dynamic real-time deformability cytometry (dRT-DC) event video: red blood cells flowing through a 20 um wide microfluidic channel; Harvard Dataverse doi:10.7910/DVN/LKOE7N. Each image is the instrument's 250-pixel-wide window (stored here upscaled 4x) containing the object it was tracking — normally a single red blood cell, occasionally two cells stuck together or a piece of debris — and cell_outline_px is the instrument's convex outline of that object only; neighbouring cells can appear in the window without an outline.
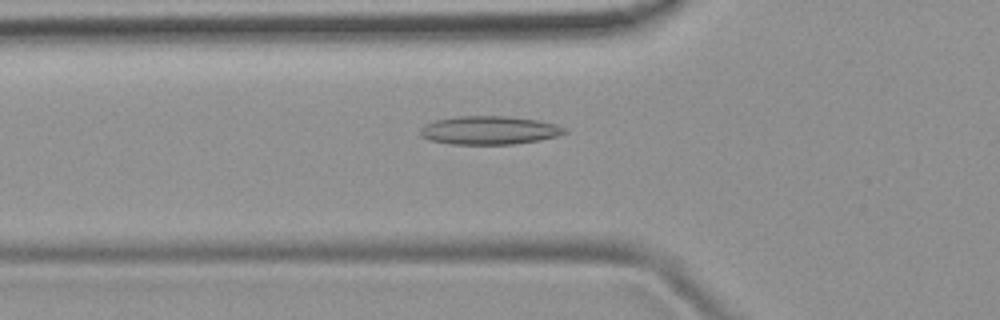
{"species": "common noctule bat (a hibernating species)", "species_latin": "Nyctalus noctula", "temperature_condition": "room temperature", "stored_images_in_passage": 41, "camera_frame_rate_fps": 3000, "um_per_image_px": 0.085, "animal": {"sex": "female", "body_mass_g": 19.9}, "frame": {"image": 1, "passage_image": 8, "time_ms": 2.333, "image_size_px": [1000, 320], "cell_outline_px": [[568, 132], [556, 136], [540, 140], [512, 144], [452, 144], [428, 140], [420, 132], [420, 128], [424, 124], [436, 120], [456, 116], [504, 116], [536, 120], [556, 124], [564, 128]], "centroid_in_image_um": [41.57, 11.07], "position_along_channel_um": 84.2, "area_um2": 23.76}}
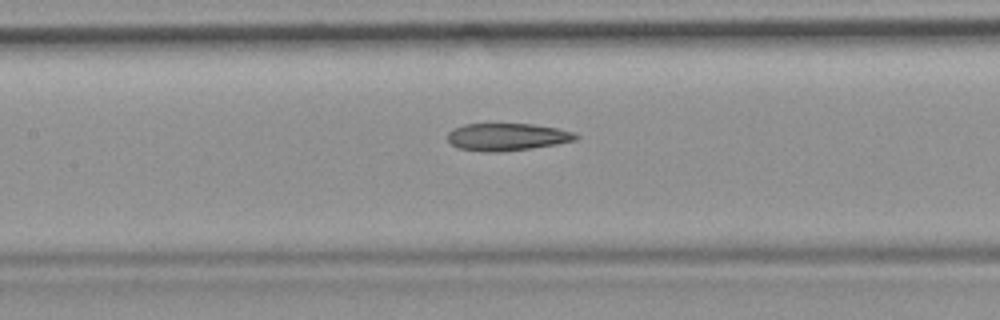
{"frame": {"image": 2, "passage_image": 14, "time_ms": 4.333, "image_size_px": [1000, 320], "cell_outline_px": [[580, 136], [576, 140], [556, 144], [532, 148], [500, 152], [484, 152], [460, 148], [452, 144], [448, 140], [448, 132], [452, 128], [464, 124], [532, 124], [556, 128], [572, 132]], "centroid_in_image_um": [43.09, 11.64], "position_along_channel_um": 164.3, "area_um2": 20.4}}
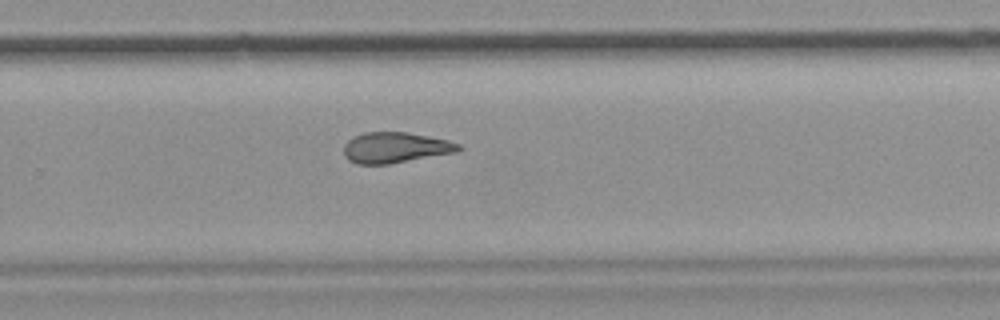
{"frame": {"image": 3, "passage_image": 24, "time_ms": 7.667, "image_size_px": [1000, 320], "cell_outline_px": [[464, 148], [456, 152], [388, 164], [356, 164], [348, 160], [344, 156], [344, 144], [352, 136], [364, 132], [408, 132], [448, 140], [460, 144]], "centroid_in_image_um": [33.58, 12.54], "position_along_channel_um": 296.2, "area_um2": 20.63}, "authors_computed_cell_mechanics": {"area_um2": 21.4438, "velocity_mm_per_s": 3.9782, "shape_relaxation_time_tau1_ms": null, "shape_relaxation_time_tau2_ms": 2.6311, "deformation_change_tau1": null, "deformation_change_tau2": 0.1052}}